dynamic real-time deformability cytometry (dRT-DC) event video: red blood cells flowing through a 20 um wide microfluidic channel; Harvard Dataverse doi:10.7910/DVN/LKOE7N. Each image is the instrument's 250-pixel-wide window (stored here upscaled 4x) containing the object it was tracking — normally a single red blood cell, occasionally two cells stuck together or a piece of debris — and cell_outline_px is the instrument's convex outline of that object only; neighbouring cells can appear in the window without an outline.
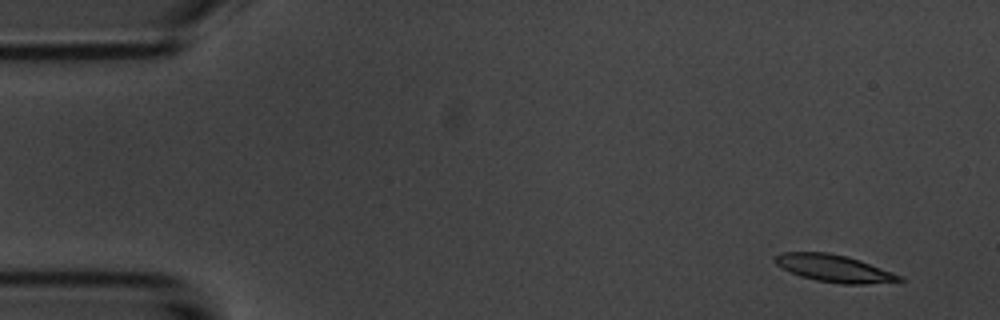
{"species": "common noctule bat (a hibernating species)", "species_latin": "Nyctalus noctula", "temperature_condition": "room temperature", "stored_images_in_passage": 8, "camera_frame_rate_fps": 3000, "um_per_image_px": 0.085, "animal": {"sex": "male", "body_mass_g": 20.1, "forearm_length_mm": 53.5}, "frame": {"image": 1, "passage_image": 1, "time_ms": 0.0, "image_size_px": [1000, 320], "cell_outline_px": [[904, 280], [864, 284], [840, 284], [816, 280], [800, 276], [776, 264], [772, 260], [780, 252], [828, 252], [848, 256], [860, 260], [892, 272], [900, 276]], "centroid_in_image_um": [70.86, 22.8], "position_along_channel_um": 14.1, "area_um2": 19.54}}
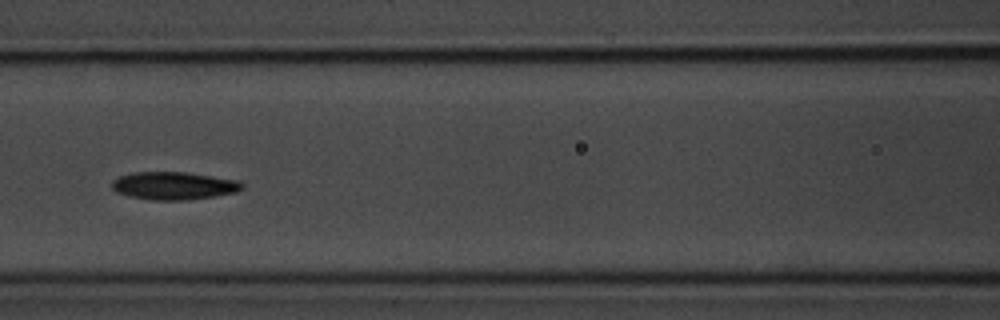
{"frame": {"image": 2, "passage_image": 6, "time_ms": 6.667, "image_size_px": [1000, 320], "cell_outline_px": [[244, 188], [236, 192], [188, 200], [152, 200], [128, 196], [116, 192], [112, 188], [112, 180], [120, 176], [136, 172], [184, 172], [240, 180], [244, 184]], "centroid_in_image_um": [14.78, 15.79], "position_along_channel_um": 151.8, "area_um2": 21.1}}
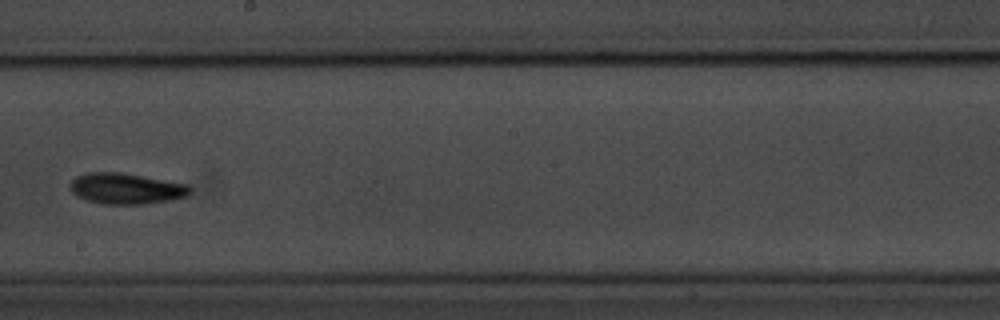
{"frame": {"image": 3, "passage_image": 8, "time_ms": 9.0, "image_size_px": [1000, 320], "cell_outline_px": [[192, 192], [188, 196], [172, 200], [144, 204], [100, 204], [76, 196], [72, 192], [72, 180], [76, 176], [88, 172], [120, 172], [188, 184], [192, 188]], "centroid_in_image_um": [10.77, 16.03], "position_along_channel_um": 237.4, "area_um2": 21.68}}